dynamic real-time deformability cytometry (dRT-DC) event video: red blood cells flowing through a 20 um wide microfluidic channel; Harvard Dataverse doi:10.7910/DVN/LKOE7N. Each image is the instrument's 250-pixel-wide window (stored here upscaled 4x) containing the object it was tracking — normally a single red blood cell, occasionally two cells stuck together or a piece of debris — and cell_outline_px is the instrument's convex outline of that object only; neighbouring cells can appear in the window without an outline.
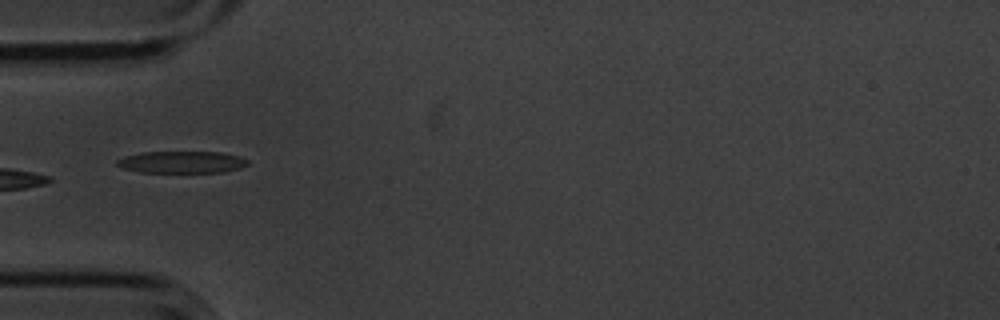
{"species": "common noctule bat (a hibernating species)", "species_latin": "Nyctalus noctula", "temperature_condition": "cold", "stored_images_in_passage": 12, "camera_frame_rate_fps": 3000, "um_per_image_px": 0.085, "animal": {"sex": "male", "body_mass_g": 20.1, "forearm_length_mm": 53.5}, "frame": {"image": 1, "passage_image": 3, "time_ms": 0.667, "image_size_px": [1000, 320], "cell_outline_px": [[248, 164], [240, 168], [224, 172], [140, 172], [124, 168], [116, 164], [116, 160], [124, 156], [144, 152], [220, 152], [236, 156], [248, 160]], "centroid_in_image_um": [15.44, 13.78], "position_along_channel_um": 69.6, "area_um2": 16.53}}
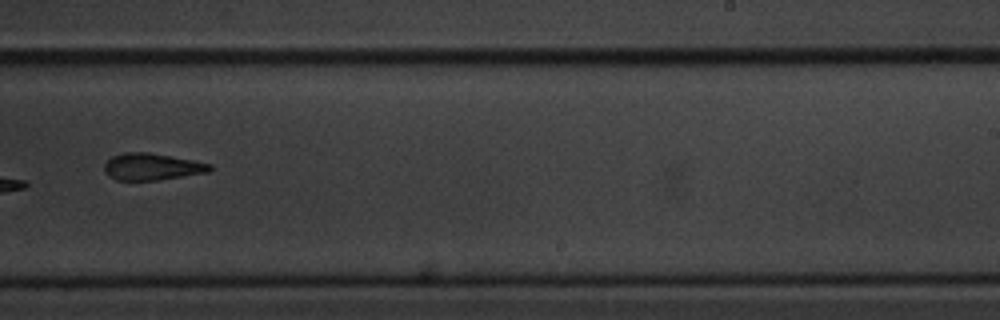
{"frame": {"image": 2, "passage_image": 8, "time_ms": 2.333, "image_size_px": [1000, 320], "cell_outline_px": [[212, 168], [208, 172], [160, 180], [116, 180], [108, 176], [104, 172], [104, 164], [112, 156], [124, 152], [148, 152], [192, 160], [212, 164]], "centroid_in_image_um": [12.88, 14.17], "position_along_channel_um": 276.1, "area_um2": 16.53}}
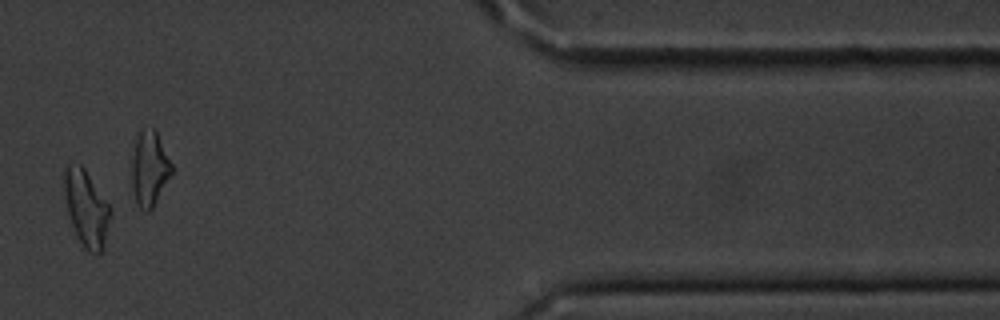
{"frame": {"image": 3, "passage_image": 11, "time_ms": 3.333, "image_size_px": [1000, 320], "cell_outline_px": [[112, 212], [104, 240], [100, 252], [88, 252], [84, 248], [72, 224], [68, 212], [64, 192], [64, 168], [68, 164], [80, 164], [84, 168], [112, 208]], "centroid_in_image_um": [7.34, 17.64], "position_along_channel_um": 404.1, "area_um2": 20.0}}